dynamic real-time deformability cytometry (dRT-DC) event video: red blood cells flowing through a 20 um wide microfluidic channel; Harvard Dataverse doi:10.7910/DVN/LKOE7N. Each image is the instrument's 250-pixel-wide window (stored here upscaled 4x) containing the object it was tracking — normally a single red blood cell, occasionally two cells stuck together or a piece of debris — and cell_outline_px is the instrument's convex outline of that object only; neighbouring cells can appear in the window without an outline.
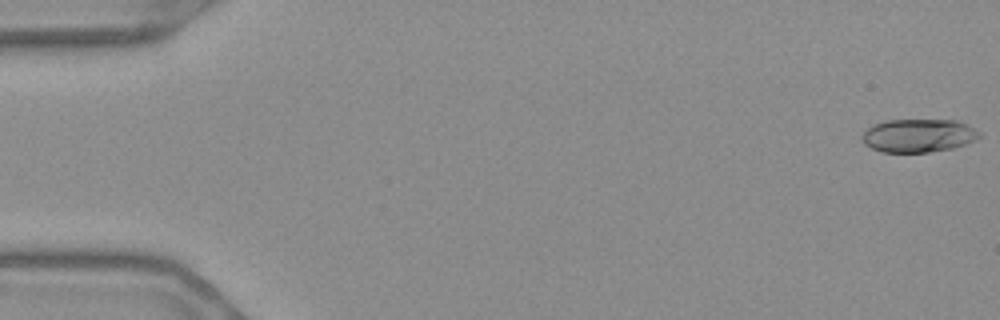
{"species": "Egyptian fruit bat (a non-hibernating species)", "species_latin": "Rousettus aegyptiacus", "temperature_condition": "warm", "stored_images_in_passage": 56, "camera_frame_rate_fps": 3000, "um_per_image_px": 0.085, "frame": {"image": 1, "passage_image": 1, "time_ms": 0.0, "image_size_px": [1000, 320], "cell_outline_px": [[980, 136], [976, 140], [952, 148], [928, 152], [884, 152], [872, 148], [864, 144], [860, 136], [868, 128], [876, 124], [888, 120], [960, 120], [968, 124], [980, 132]], "centroid_in_image_um": [78.09, 11.52], "position_along_channel_um": 6.9, "area_um2": 22.72}}
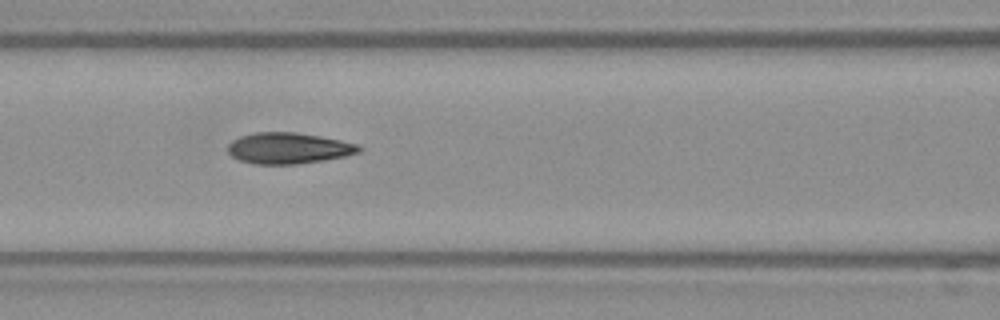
{"frame": {"image": 2, "passage_image": 24, "time_ms": 7.667, "image_size_px": [1000, 320], "cell_outline_px": [[364, 148], [360, 152], [344, 156], [324, 160], [296, 164], [256, 164], [240, 160], [232, 156], [228, 152], [228, 144], [232, 140], [240, 136], [256, 132], [296, 132], [320, 136], [360, 144]], "centroid_in_image_um": [24.55, 12.59], "position_along_channel_um": 142.1, "area_um2": 23.81}}
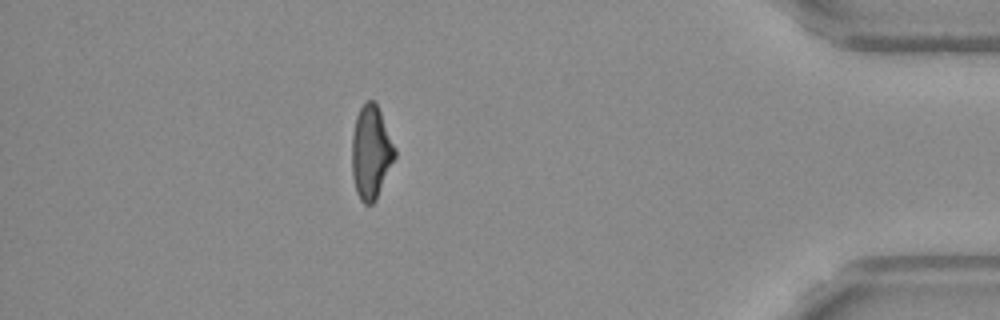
{"frame": {"image": 3, "passage_image": 49, "time_ms": 16.0, "image_size_px": [1000, 320], "cell_outline_px": [[396, 156], [376, 200], [372, 204], [364, 204], [360, 200], [356, 192], [352, 176], [352, 136], [356, 116], [360, 108], [368, 100], [372, 100], [376, 104], [380, 112], [396, 148]], "centroid_in_image_um": [31.53, 12.98], "position_along_channel_um": 403.7, "area_um2": 23.29}, "authors_computed_cell_mechanics": {"area_um2": 23.2645, "velocity_mm_per_s": 3.6854, "shape_relaxation_time_tau1_ms": null, "shape_relaxation_time_tau2_ms": 1.5756, "deformation_change_tau1": null, "deformation_change_tau2": 0.0907}}